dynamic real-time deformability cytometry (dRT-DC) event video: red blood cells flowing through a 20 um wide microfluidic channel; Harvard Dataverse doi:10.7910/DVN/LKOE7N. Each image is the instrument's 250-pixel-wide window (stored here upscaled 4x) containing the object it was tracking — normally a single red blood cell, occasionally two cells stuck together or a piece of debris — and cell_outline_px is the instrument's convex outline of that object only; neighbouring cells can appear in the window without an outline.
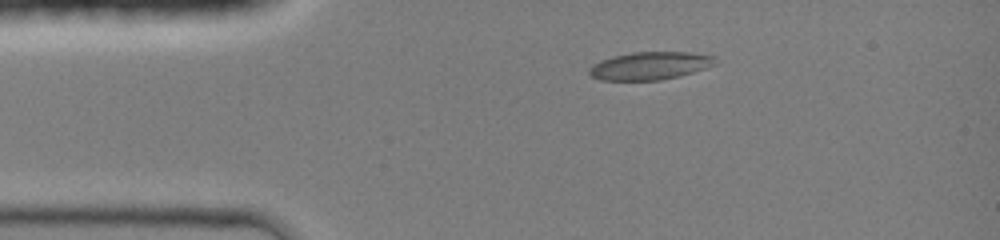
{"species": "common noctule bat (a hibernating species)", "species_latin": "Nyctalus noctula", "temperature_condition": "room temperature", "stored_images_in_passage": 35, "camera_frame_rate_fps": 3000, "um_per_image_px": 0.085, "animal": {"sex": "female", "body_mass_g": 19.0, "forearm_length_mm": 51.5}, "frame": {"image": 1, "passage_image": 1, "time_ms": 0.0, "image_size_px": [1000, 240], "cell_outline_px": [[716, 64], [680, 76], [660, 80], [600, 80], [592, 76], [588, 72], [588, 68], [592, 64], [600, 60], [612, 56], [632, 52], [688, 52], [716, 56]], "centroid_in_image_um": [55.22, 5.58], "position_along_channel_um": 29.8, "area_um2": 20.52}}
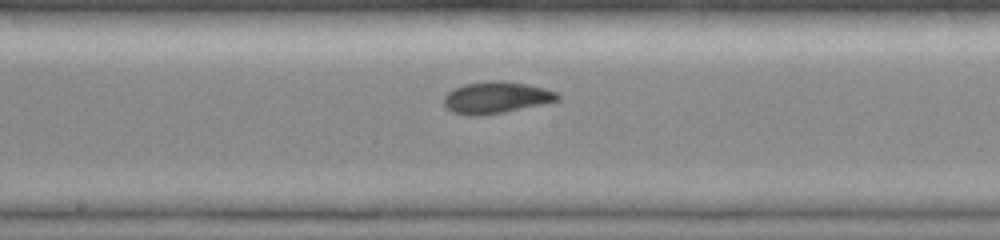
{"frame": {"image": 2, "passage_image": 16, "time_ms": 5.0, "image_size_px": [1000, 240], "cell_outline_px": [[560, 100], [504, 112], [480, 116], [464, 116], [452, 112], [444, 108], [444, 96], [452, 88], [464, 84], [492, 80], [500, 80], [524, 84], [544, 88], [556, 92], [560, 96]], "centroid_in_image_um": [42.1, 8.3], "position_along_channel_um": 206.1, "area_um2": 21.15}}
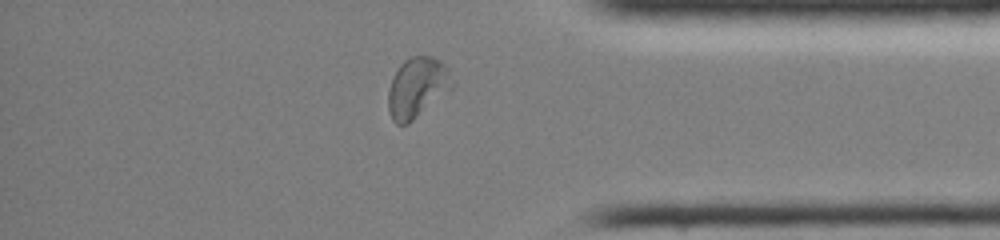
{"frame": {"image": 3, "passage_image": 30, "time_ms": 9.667, "image_size_px": [1000, 240], "cell_outline_px": [[452, 88], [408, 124], [396, 124], [392, 120], [388, 112], [388, 88], [392, 76], [400, 64], [404, 60], [412, 56], [432, 56], [440, 60], [448, 68], [452, 84]], "centroid_in_image_um": [35.42, 7.43], "position_along_channel_um": 399.8, "area_um2": 22.43}, "authors_computed_cell_mechanics": {"area_um2": 20.4612, "velocity_mm_per_s": 4.305, "shape_relaxation_time_tau1_ms": null, "shape_relaxation_time_tau2_ms": 1.0538, "deformation_change_tau1": null, "deformation_change_tau2": 0.0444}}